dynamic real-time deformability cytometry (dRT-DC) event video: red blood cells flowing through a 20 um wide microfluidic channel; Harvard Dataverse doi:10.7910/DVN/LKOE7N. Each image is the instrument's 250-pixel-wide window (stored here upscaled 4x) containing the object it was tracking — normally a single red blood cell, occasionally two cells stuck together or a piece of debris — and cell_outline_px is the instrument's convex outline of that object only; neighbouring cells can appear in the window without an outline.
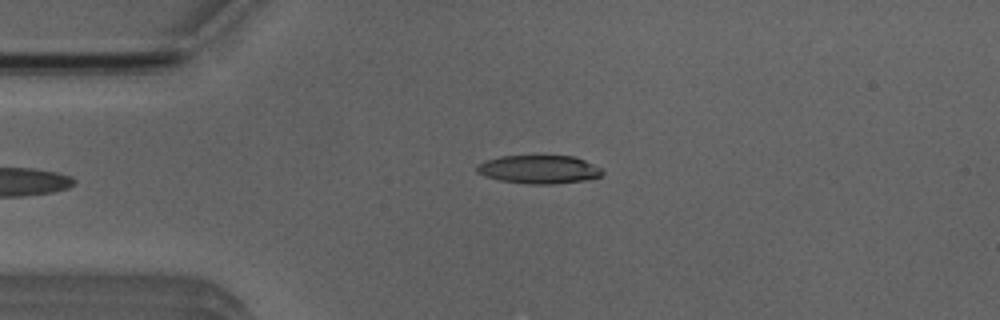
{"species": "Egyptian fruit bat (a non-hibernating species)", "species_latin": "Rousettus aegyptiacus", "temperature_condition": "room temperature", "stored_images_in_passage": 4, "camera_frame_rate_fps": 3000, "um_per_image_px": 0.085, "animal": {"sex": "male"}, "frame": {"image": 1, "passage_image": 4, "time_ms": 4.0, "image_size_px": [1000, 320], "cell_outline_px": [[604, 172], [600, 176], [584, 180], [552, 184], [528, 184], [500, 180], [484, 176], [476, 172], [476, 164], [500, 156], [572, 156], [584, 160], [600, 168]], "centroid_in_image_um": [45.77, 14.4], "position_along_channel_um": 39.2, "area_um2": 20.58}}